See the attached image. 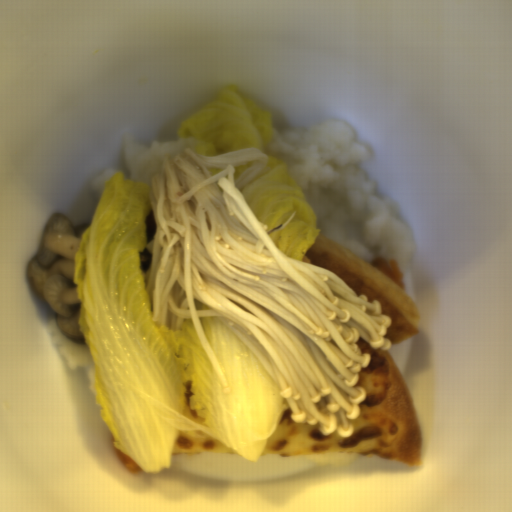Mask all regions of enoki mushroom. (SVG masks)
<instances>
[{
	"mask_svg": "<svg viewBox=\"0 0 512 512\" xmlns=\"http://www.w3.org/2000/svg\"><path fill=\"white\" fill-rule=\"evenodd\" d=\"M245 147L218 156L189 146L165 156L147 181L156 232L145 244L144 273L151 316L180 330L190 318L227 395L200 317H216L255 356L286 400L294 423L329 436H352L366 389L356 386L371 356L359 338L387 351L391 327L379 300L355 292L327 268L279 251L240 190L269 161ZM255 161V162H254ZM235 181L234 167L252 163ZM205 167H223L211 176Z\"/></svg>",
	"mask_w": 512,
	"mask_h": 512,
	"instance_id": "cea9216a",
	"label": "enoki mushroom"
}]
</instances>
